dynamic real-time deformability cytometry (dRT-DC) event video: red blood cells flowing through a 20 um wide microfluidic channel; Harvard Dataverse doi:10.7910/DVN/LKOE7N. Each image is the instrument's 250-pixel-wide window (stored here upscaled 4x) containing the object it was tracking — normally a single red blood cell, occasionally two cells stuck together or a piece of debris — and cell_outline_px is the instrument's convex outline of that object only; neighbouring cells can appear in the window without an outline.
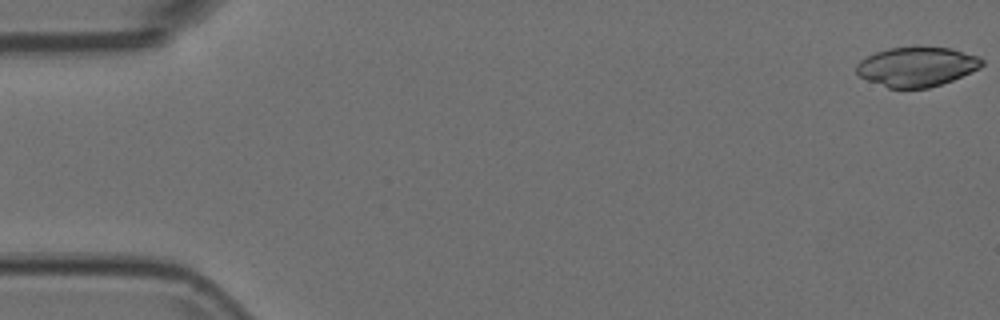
{"species": "Egyptian fruit bat (a non-hibernating species)", "species_latin": "Rousettus aegyptiacus", "temperature_condition": "room temperature", "stored_images_in_passage": 49, "camera_frame_rate_fps": 3000, "um_per_image_px": 0.085, "animal": {"sex": "female"}, "frame": {"image": 1, "passage_image": 1, "time_ms": 0.0, "image_size_px": [1000, 320], "cell_outline_px": [[984, 64], [980, 68], [952, 80], [928, 88], [888, 88], [868, 80], [860, 76], [856, 72], [856, 64], [860, 60], [876, 52], [888, 48], [952, 48], [976, 56], [984, 60]], "centroid_in_image_um": [77.92, 5.68], "position_along_channel_um": 7.1, "area_um2": 28.5}}
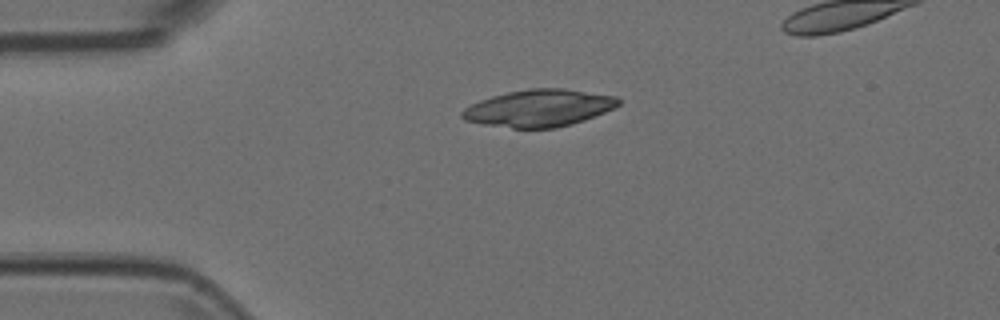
{"frame": {"image": 2, "passage_image": 13, "time_ms": 4.0, "image_size_px": [1000, 320], "cell_outline_px": [[620, 104], [616, 108], [584, 120], [572, 124], [556, 128], [512, 128], [484, 124], [464, 120], [460, 116], [460, 112], [464, 108], [480, 100], [492, 96], [508, 92], [528, 88], [564, 88], [616, 96], [620, 100]], "centroid_in_image_um": [45.83, 9.19], "position_along_channel_um": 39.2, "area_um2": 33.93}}
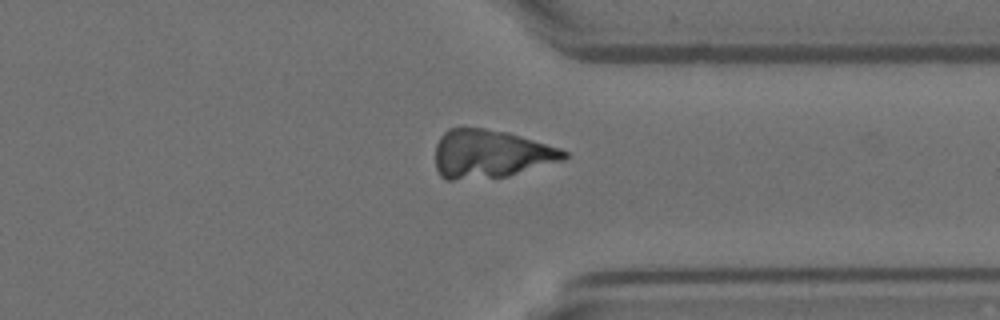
{"frame": {"image": 3, "passage_image": 42, "time_ms": 13.667, "image_size_px": [1000, 320], "cell_outline_px": [[568, 156], [564, 160], [508, 176], [452, 180], [444, 180], [440, 176], [436, 168], [436, 144], [440, 136], [448, 128], [484, 128], [508, 132], [560, 148], [568, 152]], "centroid_in_image_um": [41.69, 13.08], "position_along_channel_um": 369.7, "area_um2": 36.3}}